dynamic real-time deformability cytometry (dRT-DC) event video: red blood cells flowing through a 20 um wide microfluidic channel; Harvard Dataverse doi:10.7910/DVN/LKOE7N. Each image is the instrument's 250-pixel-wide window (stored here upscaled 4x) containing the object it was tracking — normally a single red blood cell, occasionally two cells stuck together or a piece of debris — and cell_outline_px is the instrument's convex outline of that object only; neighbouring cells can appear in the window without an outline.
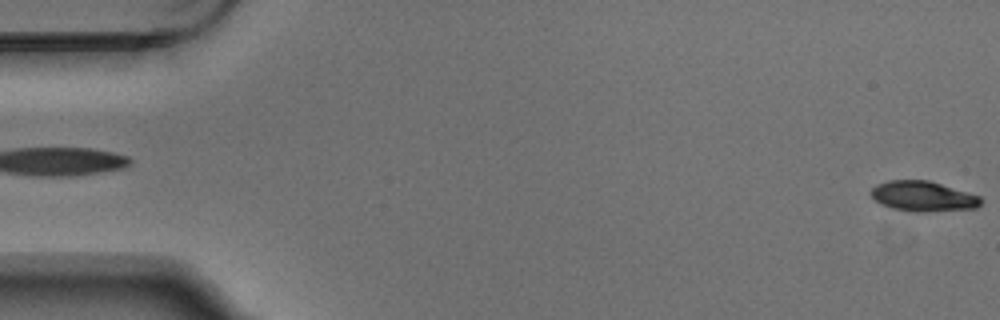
{"species": "Egyptian fruit bat (a non-hibernating species)", "species_latin": "Rousettus aegyptiacus", "temperature_condition": "warm", "stored_images_in_passage": 5, "segment_of_instrument_passage": [2, 2], "camera_frame_rate_fps": 3000, "um_per_image_px": 0.085, "animal": {"sex": "male"}, "frame": {"image": 1, "passage_image": 5, "time_ms": 1.333, "image_size_px": [1000, 320], "cell_outline_px": [[984, 200], [976, 208], [928, 212], [912, 212], [892, 208], [880, 204], [872, 196], [872, 188], [876, 184], [888, 180], [928, 180], [968, 192], [980, 196]], "centroid_in_image_um": [78.48, 16.69], "position_along_channel_um": 6.5, "area_um2": 19.42}}